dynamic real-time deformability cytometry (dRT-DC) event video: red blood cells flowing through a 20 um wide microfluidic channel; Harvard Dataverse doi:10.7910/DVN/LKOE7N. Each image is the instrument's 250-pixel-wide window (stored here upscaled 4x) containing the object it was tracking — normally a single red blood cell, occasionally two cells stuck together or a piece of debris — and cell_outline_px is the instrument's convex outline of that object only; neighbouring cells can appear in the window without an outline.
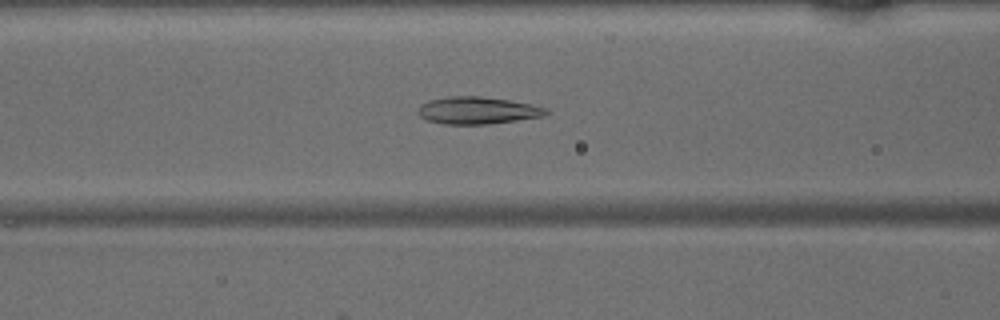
{"species": "common noctule bat (a hibernating species)", "species_latin": "Nyctalus noctula", "temperature_condition": "warm", "stored_images_in_passage": 48, "camera_frame_rate_fps": 3000, "um_per_image_px": 0.085, "animal": {"sex": "male", "body_mass_g": 15.6}, "frame": {"image": 1, "passage_image": 19, "time_ms": 6.0, "image_size_px": [1000, 320], "cell_outline_px": [[548, 112], [544, 116], [488, 124], [444, 124], [428, 120], [420, 116], [416, 112], [416, 108], [420, 104], [428, 100], [448, 96], [480, 96], [508, 100], [532, 104], [548, 108]], "centroid_in_image_um": [40.55, 9.38], "position_along_channel_um": 126.1, "area_um2": 20.4}}
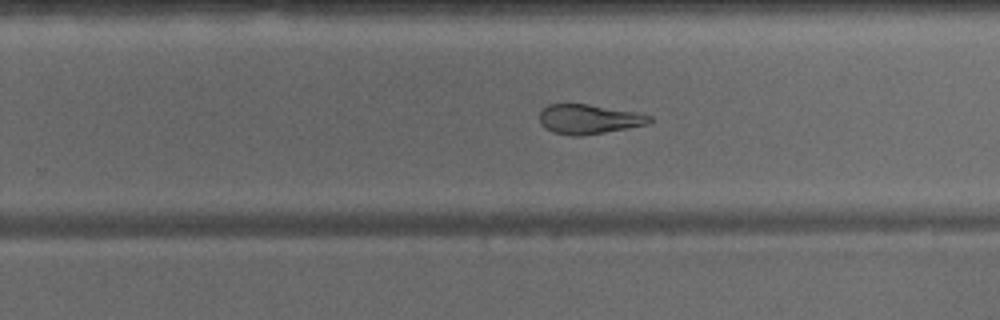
{"frame": {"image": 2, "passage_image": 30, "time_ms": 9.667, "image_size_px": [1000, 320], "cell_outline_px": [[652, 120], [648, 124], [604, 132], [580, 136], [572, 136], [552, 132], [544, 128], [540, 124], [540, 112], [548, 104], [588, 104], [636, 112], [652, 116]], "centroid_in_image_um": [50.02, 10.13], "position_along_channel_um": 279.8, "area_um2": 18.9}}
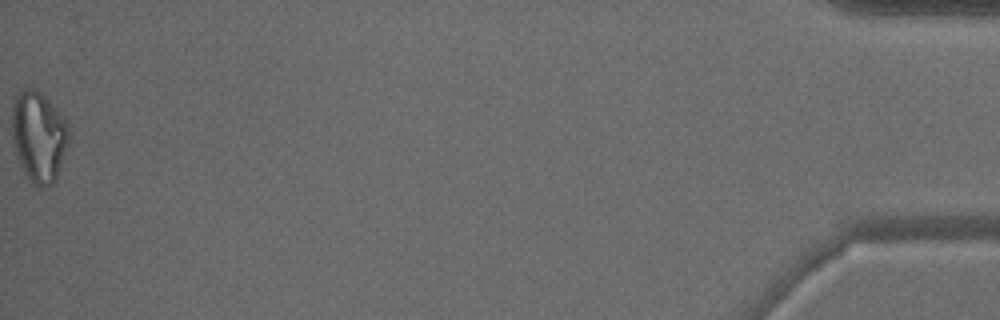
{"frame": {"image": 3, "passage_image": 48, "time_ms": 15.667, "image_size_px": [1000, 320], "cell_outline_px": [[68, 136], [56, 180], [52, 184], [44, 188], [36, 188], [32, 184], [24, 172], [16, 156], [12, 140], [12, 104], [16, 96], [24, 88], [36, 88], [68, 120]], "centroid_in_image_um": [3.26, 11.61], "position_along_channel_um": 431.9, "area_um2": 30.11}}